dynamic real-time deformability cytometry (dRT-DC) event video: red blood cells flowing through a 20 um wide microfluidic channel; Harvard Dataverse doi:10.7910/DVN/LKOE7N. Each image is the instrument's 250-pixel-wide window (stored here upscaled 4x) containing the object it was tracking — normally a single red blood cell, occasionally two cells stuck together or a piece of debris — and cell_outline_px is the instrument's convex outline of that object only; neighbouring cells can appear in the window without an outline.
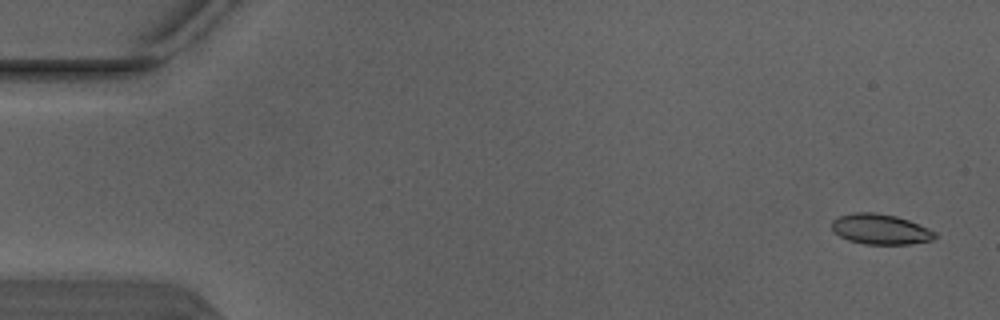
{"species": "Egyptian fruit bat (a non-hibernating species)", "species_latin": "Rousettus aegyptiacus", "temperature_condition": "warm", "stored_images_in_passage": 4, "camera_frame_rate_fps": 3000, "um_per_image_px": 0.085, "animal": {"sex": "male"}, "frame": {"image": 1, "passage_image": 1, "time_ms": 0.0, "image_size_px": [1000, 320], "cell_outline_px": [[936, 236], [932, 240], [908, 244], [864, 244], [848, 240], [832, 232], [832, 220], [840, 216], [852, 212], [876, 212], [896, 216], [908, 220], [928, 228], [936, 232]], "centroid_in_image_um": [74.8, 19.48], "position_along_channel_um": 10.2, "area_um2": 18.26}}
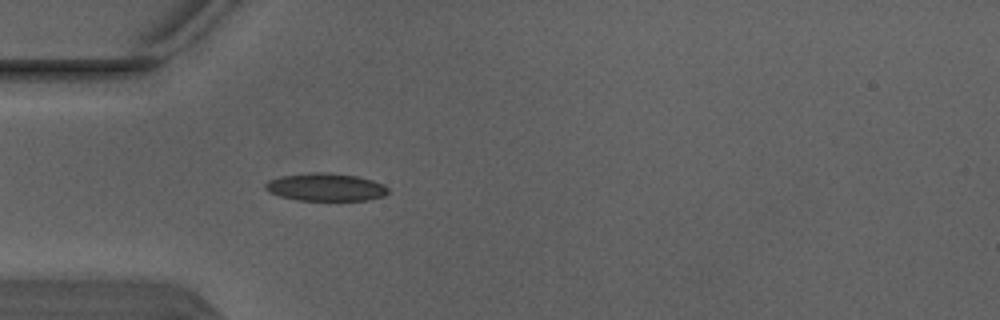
{"frame": {"image": 2, "passage_image": 4, "time_ms": 1.0, "image_size_px": [1000, 320], "cell_outline_px": [[388, 192], [384, 196], [368, 200], [296, 200], [280, 196], [268, 192], [264, 188], [264, 184], [268, 180], [280, 176], [312, 172], [328, 172], [356, 176], [372, 180], [384, 184], [388, 188]], "centroid_in_image_um": [27.66, 15.9], "position_along_channel_um": 57.3, "area_um2": 20.0}}